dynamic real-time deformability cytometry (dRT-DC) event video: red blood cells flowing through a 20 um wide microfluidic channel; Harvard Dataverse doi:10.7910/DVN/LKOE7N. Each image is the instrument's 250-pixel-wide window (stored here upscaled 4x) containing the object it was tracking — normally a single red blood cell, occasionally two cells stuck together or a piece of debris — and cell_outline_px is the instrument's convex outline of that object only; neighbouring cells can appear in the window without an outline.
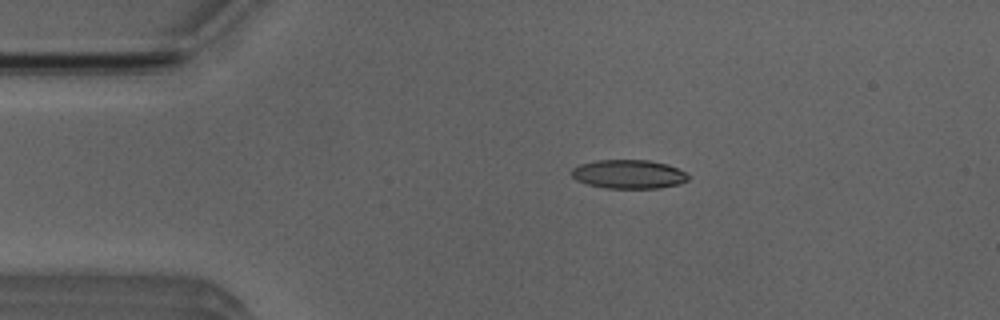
{"species": "Egyptian fruit bat (a non-hibernating species)", "species_latin": "Rousettus aegyptiacus", "temperature_condition": "room temperature", "stored_images_in_passage": 4, "camera_frame_rate_fps": 3000, "um_per_image_px": 0.085, "animal": {"sex": "male"}, "frame": {"image": 1, "passage_image": 2, "time_ms": 1.333, "image_size_px": [1000, 320], "cell_outline_px": [[692, 176], [688, 180], [680, 184], [660, 188], [604, 188], [588, 184], [576, 180], [572, 176], [572, 168], [580, 164], [596, 160], [648, 160], [668, 164]], "centroid_in_image_um": [53.46, 14.81], "position_along_channel_um": 31.5, "area_um2": 19.71}}